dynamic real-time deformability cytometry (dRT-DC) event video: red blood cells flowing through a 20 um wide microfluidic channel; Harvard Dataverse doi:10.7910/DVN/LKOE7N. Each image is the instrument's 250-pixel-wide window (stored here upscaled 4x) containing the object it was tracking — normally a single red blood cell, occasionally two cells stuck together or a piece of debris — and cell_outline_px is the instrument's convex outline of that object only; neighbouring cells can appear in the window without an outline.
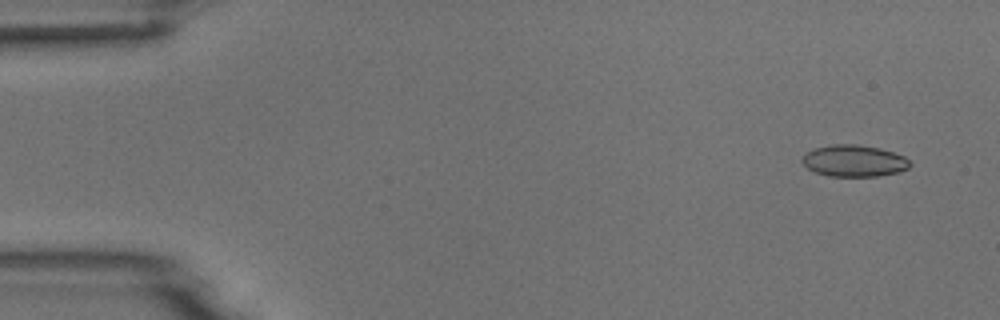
{"species": "common noctule bat (a hibernating species)", "species_latin": "Nyctalus noctula", "temperature_condition": "room temperature", "stored_images_in_passage": 5, "camera_frame_rate_fps": 3000, "um_per_image_px": 0.085, "animal": {"sex": "male", "body_mass_g": 18.8}, "frame": {"image": 1, "passage_image": 1, "time_ms": 0.0, "image_size_px": [1000, 320], "cell_outline_px": [[912, 164], [908, 168], [896, 172], [876, 176], [828, 176], [816, 172], [808, 168], [800, 160], [804, 152], [828, 144], [856, 144], [880, 148], [904, 156]], "centroid_in_image_um": [72.55, 13.66], "position_along_channel_um": 12.4, "area_um2": 19.88}}
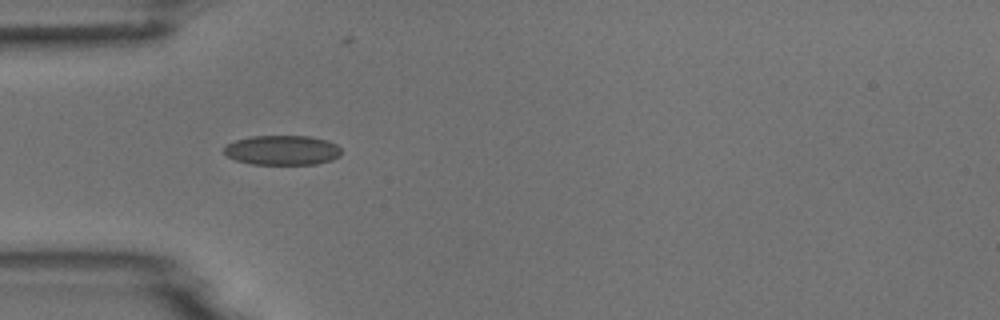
{"frame": {"image": 2, "passage_image": 4, "time_ms": 4.333, "image_size_px": [1000, 320], "cell_outline_px": [[340, 156], [332, 160], [316, 164], [252, 164], [236, 160], [228, 156], [224, 152], [224, 148], [228, 144], [236, 140], [252, 136], [308, 136], [328, 140], [336, 144], [340, 148]], "centroid_in_image_um": [24.02, 12.76], "position_along_channel_um": 61.0, "area_um2": 20.23}}